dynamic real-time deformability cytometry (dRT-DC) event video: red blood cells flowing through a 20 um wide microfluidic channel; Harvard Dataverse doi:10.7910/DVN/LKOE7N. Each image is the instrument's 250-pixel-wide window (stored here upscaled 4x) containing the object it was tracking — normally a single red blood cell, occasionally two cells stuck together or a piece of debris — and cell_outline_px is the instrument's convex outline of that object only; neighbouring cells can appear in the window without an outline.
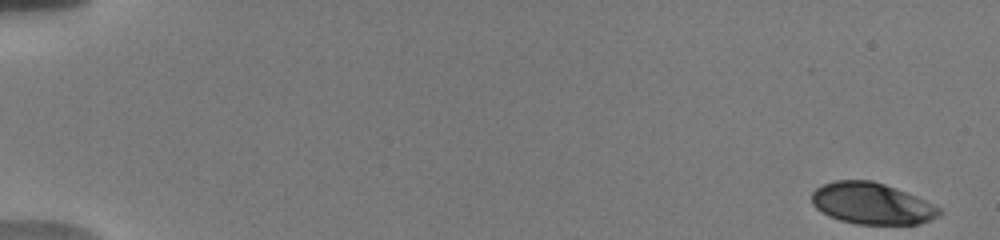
{"species": "human", "species_latin": "Homo sapiens", "temperature_condition": "warm", "stored_images_in_passage": 55, "camera_frame_rate_fps": 3000, "um_per_image_px": 0.085, "donor": {"sex": "male"}, "frame": {"image": 1, "passage_image": 1, "time_ms": 0.0, "image_size_px": [1000, 240], "cell_outline_px": [[940, 216], [920, 224], [856, 224], [840, 220], [828, 216], [820, 212], [812, 204], [812, 192], [816, 188], [832, 180], [872, 180], [908, 192], [940, 208]], "centroid_in_image_um": [74.08, 17.3], "position_along_channel_um": 10.9, "area_um2": 30.92}}
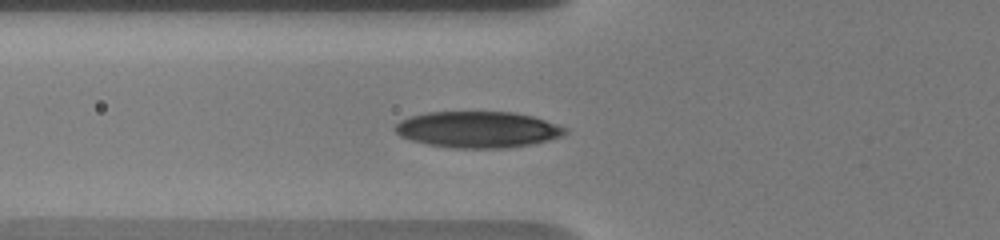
{"frame": {"image": 2, "passage_image": 21, "time_ms": 6.667, "image_size_px": [1000, 240], "cell_outline_px": [[568, 132], [564, 136], [532, 144], [508, 148], [456, 148], [428, 144], [412, 140], [400, 136], [392, 128], [400, 120], [408, 116], [428, 112], [516, 112], [532, 116], [568, 128]], "centroid_in_image_um": [40.62, 11.01], "position_along_channel_um": 85.2, "area_um2": 36.13}}
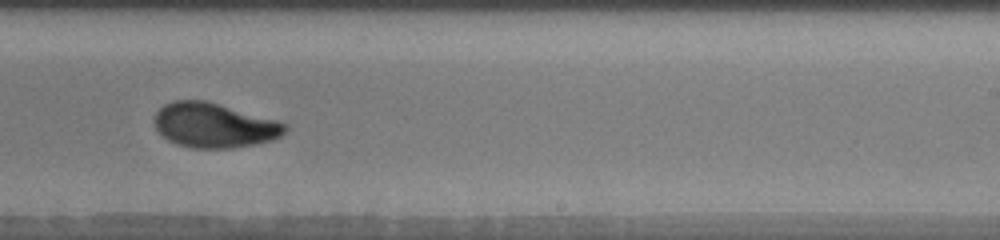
{"frame": {"image": 3, "passage_image": 36, "time_ms": 11.667, "image_size_px": [1000, 240], "cell_outline_px": [[288, 132], [272, 140], [256, 144], [232, 148], [192, 148], [176, 144], [168, 140], [156, 128], [156, 112], [164, 104], [172, 100], [204, 100], [276, 120], [288, 124]], "centroid_in_image_um": [18.23, 10.66], "position_along_channel_um": 270.8, "area_um2": 33.87}, "authors_computed_cell_mechanics": {"area_um2": 33.0038, "velocity_mm_per_s": 3.7085, "shape_relaxation_time_tau1_ms": 4.1233, "shape_relaxation_time_tau2_ms": 1.6354, "deformation_change_tau1": 0.1617, "deformation_change_tau2": 0.0606}}